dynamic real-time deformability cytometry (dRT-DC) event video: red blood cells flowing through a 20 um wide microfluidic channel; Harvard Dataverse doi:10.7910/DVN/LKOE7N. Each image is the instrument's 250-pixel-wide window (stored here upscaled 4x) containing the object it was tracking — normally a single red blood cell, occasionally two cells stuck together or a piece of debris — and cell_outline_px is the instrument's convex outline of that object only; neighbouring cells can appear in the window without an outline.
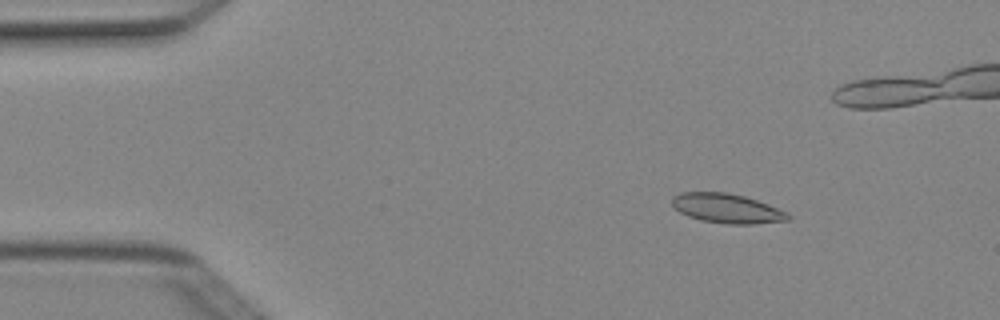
{"species": "Egyptian fruit bat (a non-hibernating species)", "species_latin": "Rousettus aegyptiacus", "temperature_condition": "cold", "stored_images_in_passage": 3, "camera_frame_rate_fps": 3000, "um_per_image_px": 0.085, "animal": {"sex": "female"}, "frame": {"image": 1, "passage_image": 1, "time_ms": 0.0, "image_size_px": [1000, 320], "cell_outline_px": [[792, 216], [788, 220], [752, 224], [728, 224], [700, 220], [688, 216], [680, 212], [672, 204], [672, 196], [680, 192], [728, 192], [744, 196], [768, 204], [788, 212]], "centroid_in_image_um": [61.79, 17.71], "position_along_channel_um": 23.2, "area_um2": 19.94}}